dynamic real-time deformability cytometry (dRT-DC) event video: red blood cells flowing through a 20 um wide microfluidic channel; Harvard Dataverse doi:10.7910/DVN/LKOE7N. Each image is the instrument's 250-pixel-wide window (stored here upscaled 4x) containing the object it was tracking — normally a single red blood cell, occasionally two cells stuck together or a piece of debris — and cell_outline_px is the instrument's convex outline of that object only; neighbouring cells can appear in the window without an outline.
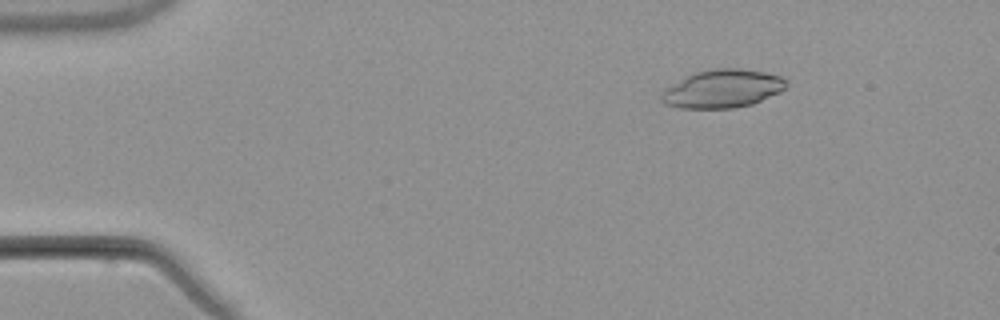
{"species": "common noctule bat (a hibernating species)", "species_latin": "Nyctalus noctula", "temperature_condition": "warm", "stored_images_in_passage": 3, "camera_frame_rate_fps": 3000, "um_per_image_px": 0.085, "animal": {"sex": "male", "body_mass_g": 21.5, "forearm_length_mm": 52.0}, "frame": {"image": 1, "passage_image": 1, "time_ms": 0.0, "image_size_px": [1000, 320], "cell_outline_px": [[788, 80], [784, 88], [780, 92], [752, 104], [732, 108], [680, 108], [664, 104], [660, 100], [660, 96], [672, 84], [692, 72], [712, 68], [740, 68], [764, 72], [780, 76]], "centroid_in_image_um": [61.41, 7.53], "position_along_channel_um": 23.6, "area_um2": 27.8}}